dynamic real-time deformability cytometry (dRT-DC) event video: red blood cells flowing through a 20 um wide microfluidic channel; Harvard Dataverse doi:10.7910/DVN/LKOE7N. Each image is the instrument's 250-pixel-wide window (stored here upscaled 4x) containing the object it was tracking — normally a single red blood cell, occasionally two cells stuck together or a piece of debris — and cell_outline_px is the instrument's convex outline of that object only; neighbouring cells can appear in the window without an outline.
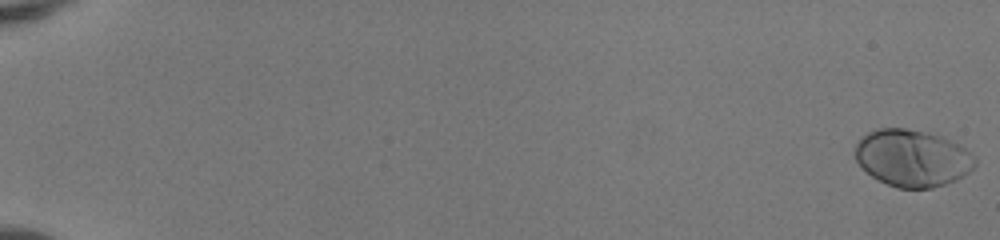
{"species": "human", "species_latin": "Homo sapiens", "temperature_condition": "room temperature", "stored_images_in_passage": 20, "camera_frame_rate_fps": 3000, "um_per_image_px": 0.085, "donor": {"sex": "female"}, "frame": {"image": 1, "passage_image": 1, "time_ms": 0.0, "image_size_px": [1000, 240], "cell_outline_px": [[976, 164], [964, 176], [956, 180], [932, 188], [896, 188], [872, 176], [856, 160], [856, 144], [868, 132], [876, 128], [904, 128], [944, 136], [972, 152], [976, 156]], "centroid_in_image_um": [77.59, 13.43], "position_along_channel_um": 7.4, "area_um2": 39.71}}
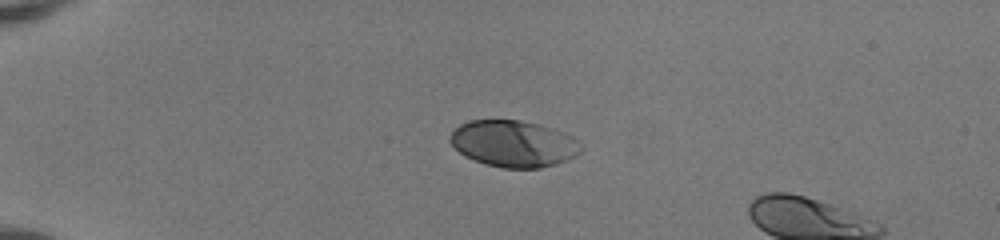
{"frame": {"image": 2, "passage_image": 15, "time_ms": 4.667, "image_size_px": [1000, 240], "cell_outline_px": [[580, 152], [576, 156], [556, 164], [540, 168], [504, 168], [484, 164], [464, 156], [448, 140], [448, 136], [460, 124], [468, 120], [520, 120], [536, 124], [564, 132], [572, 136], [576, 140], [580, 148]], "centroid_in_image_um": [43.61, 12.22], "position_along_channel_um": 41.4, "area_um2": 35.37}}